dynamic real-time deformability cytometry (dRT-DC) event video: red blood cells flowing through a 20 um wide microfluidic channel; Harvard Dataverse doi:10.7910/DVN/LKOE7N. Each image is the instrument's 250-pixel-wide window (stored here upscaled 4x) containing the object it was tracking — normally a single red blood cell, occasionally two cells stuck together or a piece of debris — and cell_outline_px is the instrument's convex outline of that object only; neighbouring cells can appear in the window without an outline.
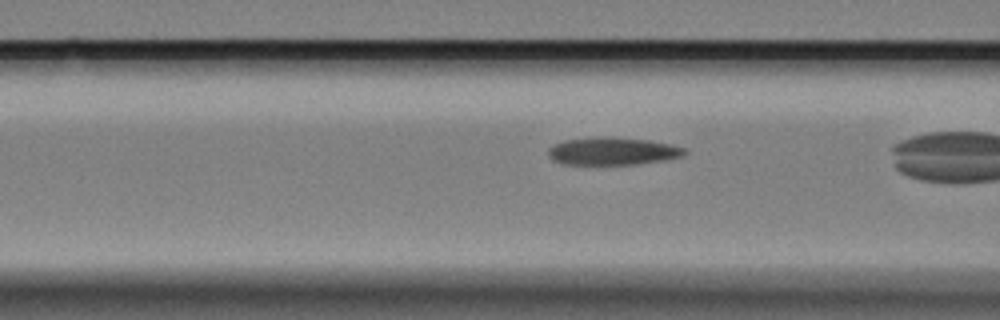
{"species": "Egyptian fruit bat (a non-hibernating species)", "species_latin": "Rousettus aegyptiacus", "temperature_condition": "cold", "stored_images_in_passage": 28, "camera_frame_rate_fps": 3000, "um_per_image_px": 0.085, "animal": {"sex": "female"}, "frame": {"image": 1, "passage_image": 5, "time_ms": 1.333, "image_size_px": [1000, 320], "cell_outline_px": [[688, 152], [684, 156], [668, 160], [636, 164], [564, 164], [552, 160], [548, 156], [548, 148], [564, 140], [604, 136], [608, 136], [648, 140], [672, 144], [684, 148]], "centroid_in_image_um": [52.11, 12.85], "position_along_channel_um": 114.5, "area_um2": 22.14}}
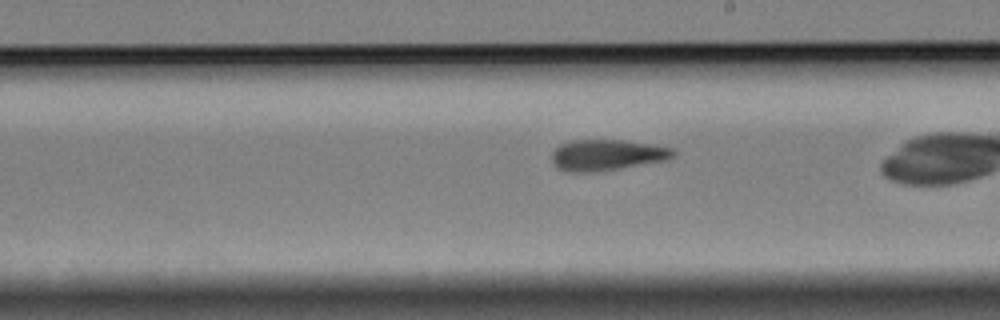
{"frame": {"image": 2, "passage_image": 16, "time_ms": 5.0, "image_size_px": [1000, 320], "cell_outline_px": [[676, 152], [668, 160], [596, 172], [568, 172], [556, 168], [552, 164], [552, 152], [560, 144], [572, 140], [624, 140], [672, 148]], "centroid_in_image_um": [51.54, 13.18], "position_along_channel_um": 237.5, "area_um2": 21.96}}